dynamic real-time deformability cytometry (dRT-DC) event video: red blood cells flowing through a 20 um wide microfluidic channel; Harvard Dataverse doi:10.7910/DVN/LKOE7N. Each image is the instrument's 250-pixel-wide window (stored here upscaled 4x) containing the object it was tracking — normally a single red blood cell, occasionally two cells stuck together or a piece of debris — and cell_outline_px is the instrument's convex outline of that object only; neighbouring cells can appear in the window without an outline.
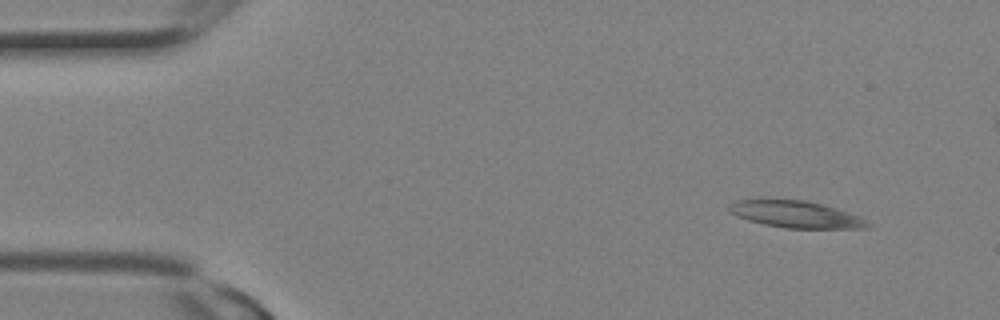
{"species": "Egyptian fruit bat (a non-hibernating species)", "species_latin": "Rousettus aegyptiacus", "temperature_condition": "room temperature", "stored_images_in_passage": 3, "camera_frame_rate_fps": 3000, "um_per_image_px": 0.085, "animal": {"sex": "female"}, "frame": {"image": 1, "passage_image": 1, "time_ms": 0.0, "image_size_px": [1000, 320], "cell_outline_px": [[872, 224], [868, 228], [784, 228], [764, 224], [748, 220], [736, 216], [728, 212], [728, 204], [736, 200], [804, 200], [820, 204], [860, 216], [868, 220]], "centroid_in_image_um": [67.63, 18.23], "position_along_channel_um": 17.4, "area_um2": 21.5}}